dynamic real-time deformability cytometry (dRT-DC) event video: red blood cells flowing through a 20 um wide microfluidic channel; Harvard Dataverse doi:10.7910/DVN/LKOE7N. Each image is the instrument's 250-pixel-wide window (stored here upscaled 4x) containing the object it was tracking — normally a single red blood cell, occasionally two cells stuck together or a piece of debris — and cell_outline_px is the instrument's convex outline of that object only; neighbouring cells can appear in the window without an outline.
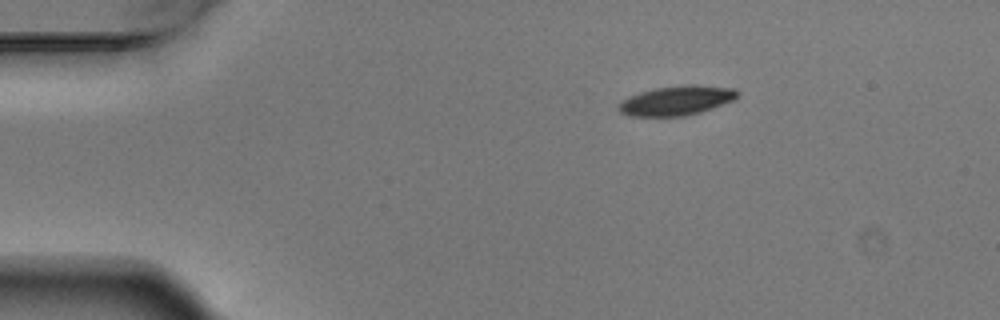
{"species": "Egyptian fruit bat (a non-hibernating species)", "species_latin": "Rousettus aegyptiacus", "temperature_condition": "warm", "stored_images_in_passage": 2, "camera_frame_rate_fps": 3000, "um_per_image_px": 0.085, "animal": {"sex": "male"}, "frame": {"image": 1, "passage_image": 2, "time_ms": 0.333, "image_size_px": [1000, 320], "cell_outline_px": [[740, 92], [732, 100], [712, 108], [700, 112], [684, 116], [628, 116], [620, 112], [616, 108], [624, 100], [640, 92], [656, 88], [688, 84], [696, 84], [736, 88]], "centroid_in_image_um": [57.53, 8.54], "position_along_channel_um": 27.5, "area_um2": 20.29}}